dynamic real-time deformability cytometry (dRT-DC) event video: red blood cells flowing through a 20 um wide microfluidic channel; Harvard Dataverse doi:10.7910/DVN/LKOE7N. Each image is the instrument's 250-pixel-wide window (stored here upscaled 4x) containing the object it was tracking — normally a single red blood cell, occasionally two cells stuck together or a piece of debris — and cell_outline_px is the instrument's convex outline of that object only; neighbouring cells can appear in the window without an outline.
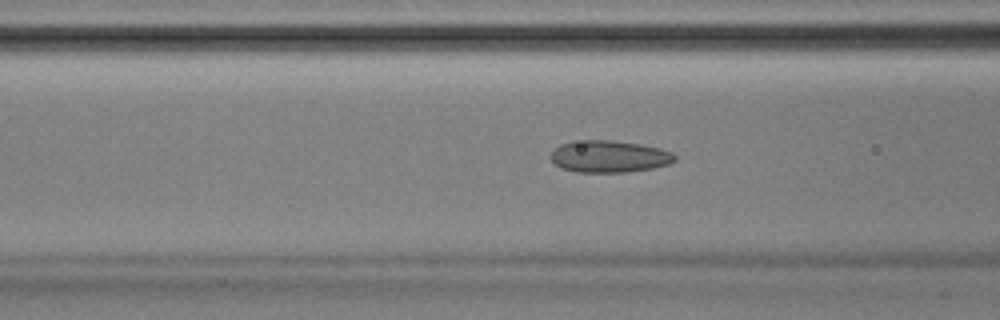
{"species": "Egyptian fruit bat (a non-hibernating species)", "species_latin": "Rousettus aegyptiacus", "temperature_condition": "room temperature", "stored_images_in_passage": 52, "camera_frame_rate_fps": 3000, "um_per_image_px": 0.085, "animal": {"sex": "male"}, "frame": {"image": 1, "passage_image": 20, "time_ms": 6.333, "image_size_px": [1000, 320], "cell_outline_px": [[676, 160], [668, 164], [652, 168], [628, 172], [576, 172], [560, 168], [552, 160], [552, 152], [560, 144], [572, 140], [612, 140], [640, 144], [660, 148], [672, 152], [676, 156]], "centroid_in_image_um": [51.78, 13.29], "position_along_channel_um": 114.8, "area_um2": 23.18}}
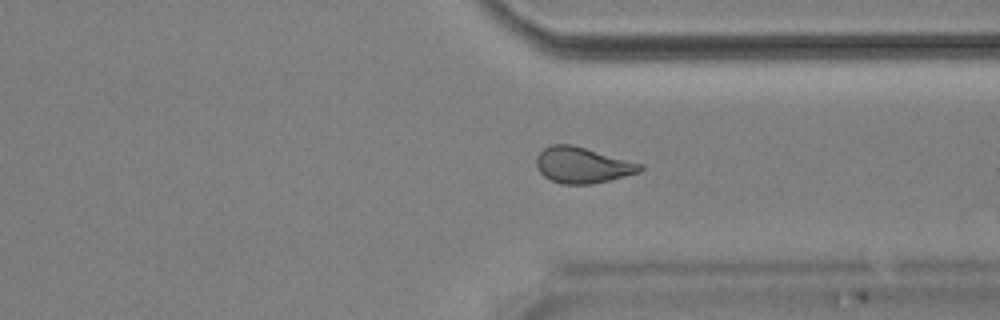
{"frame": {"image": 2, "passage_image": 39, "time_ms": 12.667, "image_size_px": [1000, 320], "cell_outline_px": [[644, 168], [640, 172], [608, 180], [588, 184], [564, 184], [552, 180], [544, 176], [540, 172], [536, 164], [536, 156], [544, 148], [552, 144], [572, 144], [644, 164]], "centroid_in_image_um": [49.52, 14.02], "position_along_channel_um": 361.9, "area_um2": 21.62}}
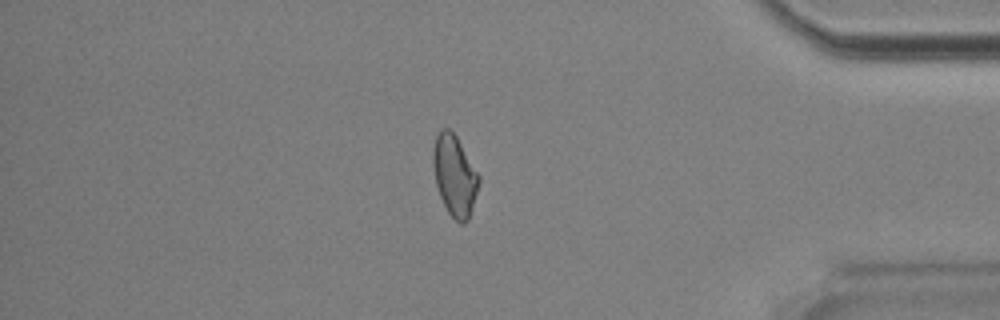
{"frame": {"image": 3, "passage_image": 44, "time_ms": 14.333, "image_size_px": [1000, 320], "cell_outline_px": [[480, 184], [468, 220], [464, 224], [460, 224], [448, 212], [440, 196], [436, 184], [432, 164], [432, 152], [436, 136], [440, 128], [448, 128], [456, 136], [480, 176]], "centroid_in_image_um": [38.64, 14.92], "position_along_channel_um": 396.6, "area_um2": 21.56}, "authors_computed_cell_mechanics": {"area_um2": 22.253, "velocity_mm_per_s": 3.8989, "shape_relaxation_time_tau1_ms": null, "shape_relaxation_time_tau2_ms": 1.4273, "deformation_change_tau1": null, "deformation_change_tau2": 0.0835}}